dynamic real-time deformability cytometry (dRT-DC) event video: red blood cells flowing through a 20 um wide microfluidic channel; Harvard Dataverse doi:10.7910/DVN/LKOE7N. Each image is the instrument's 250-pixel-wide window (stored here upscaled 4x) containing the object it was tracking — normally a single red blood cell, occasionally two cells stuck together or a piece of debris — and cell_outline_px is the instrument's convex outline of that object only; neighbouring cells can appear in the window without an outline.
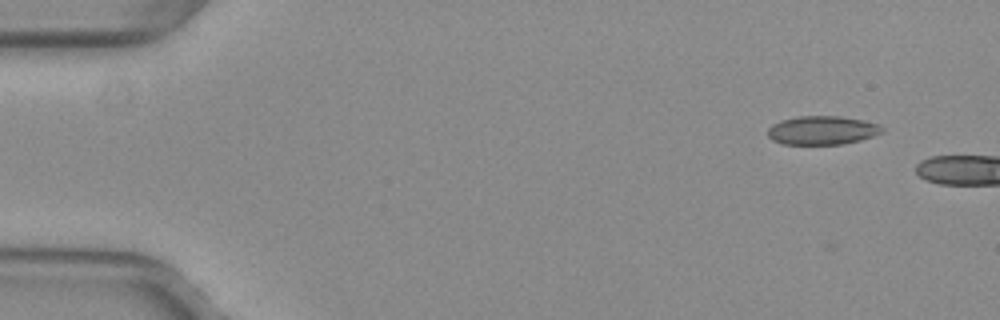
{"species": "common noctule bat (a hibernating species)", "species_latin": "Nyctalus noctula", "temperature_condition": "warm", "stored_images_in_passage": 3, "camera_frame_rate_fps": 3000, "um_per_image_px": 0.085, "animal": {"sex": "female", "body_mass_g": 29.2, "forearm_length_mm": 56.3}, "frame": {"image": 1, "passage_image": 1, "time_ms": 0.0, "image_size_px": [1000, 320], "cell_outline_px": [[884, 132], [860, 140], [840, 144], [784, 144], [772, 140], [768, 136], [768, 128], [772, 124], [780, 120], [800, 116], [840, 116], [860, 120], [876, 124], [884, 128]], "centroid_in_image_um": [69.85, 11.07], "position_along_channel_um": 15.1, "area_um2": 18.96}}